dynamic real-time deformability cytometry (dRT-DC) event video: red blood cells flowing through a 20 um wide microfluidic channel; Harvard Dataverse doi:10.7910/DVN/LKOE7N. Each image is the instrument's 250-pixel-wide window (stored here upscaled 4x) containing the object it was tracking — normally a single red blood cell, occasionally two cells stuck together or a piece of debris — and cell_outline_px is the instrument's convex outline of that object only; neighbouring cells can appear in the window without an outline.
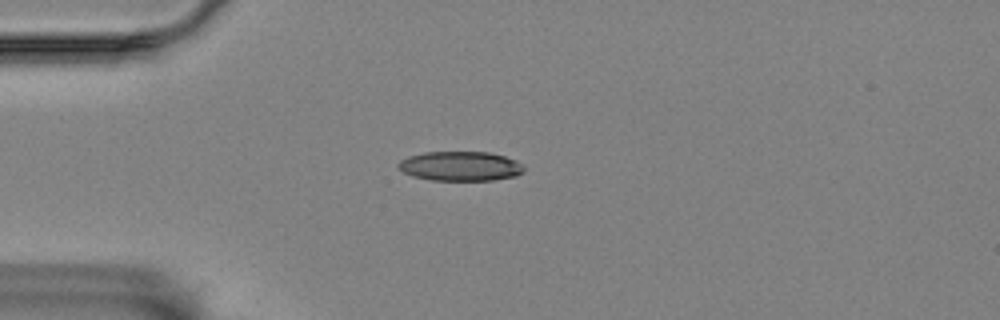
{"species": "Egyptian fruit bat (a non-hibernating species)", "species_latin": "Rousettus aegyptiacus", "temperature_condition": "room temperature", "stored_images_in_passage": 11, "camera_frame_rate_fps": 3000, "um_per_image_px": 0.085, "animal": {"sex": "female"}, "frame": {"image": 1, "passage_image": 1, "time_ms": 0.0, "image_size_px": [1000, 320], "cell_outline_px": [[524, 172], [516, 176], [492, 180], [432, 180], [412, 176], [396, 168], [396, 164], [400, 160], [408, 156], [424, 152], [488, 152], [504, 156], [516, 160], [524, 164]], "centroid_in_image_um": [39.12, 14.12], "position_along_channel_um": 45.9, "area_um2": 21.79}}
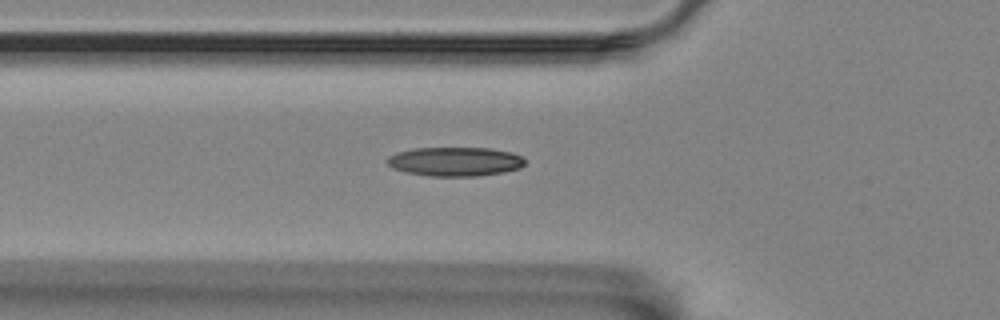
{"frame": {"image": 2, "passage_image": 6, "time_ms": 1.667, "image_size_px": [1000, 320], "cell_outline_px": [[524, 164], [520, 168], [504, 172], [476, 176], [428, 176], [408, 172], [392, 168], [388, 164], [388, 156], [396, 152], [412, 148], [492, 148], [512, 152], [520, 156], [524, 160]], "centroid_in_image_um": [38.68, 13.73], "position_along_channel_um": 87.1, "area_um2": 23.35}}
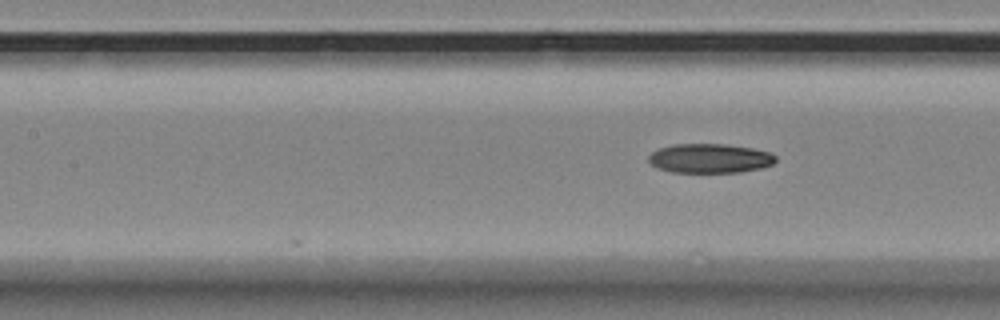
{"frame": {"image": 3, "passage_image": 11, "time_ms": 3.333, "image_size_px": [1000, 320], "cell_outline_px": [[776, 160], [772, 164], [760, 168], [740, 172], [672, 172], [656, 168], [648, 160], [648, 156], [652, 152], [660, 148], [672, 144], [724, 144], [752, 148], [768, 152], [776, 156]], "centroid_in_image_um": [60.31, 13.46], "position_along_channel_um": 147.1, "area_um2": 21.62}}